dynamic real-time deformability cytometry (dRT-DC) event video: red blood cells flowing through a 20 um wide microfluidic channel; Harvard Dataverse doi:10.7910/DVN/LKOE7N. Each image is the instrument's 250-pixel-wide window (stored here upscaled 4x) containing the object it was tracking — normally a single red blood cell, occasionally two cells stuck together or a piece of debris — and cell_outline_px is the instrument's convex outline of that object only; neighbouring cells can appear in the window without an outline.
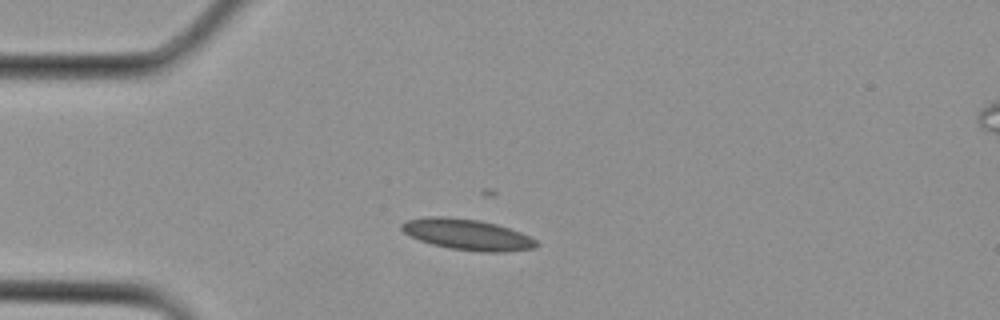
{"species": "Egyptian fruit bat (a non-hibernating species)", "species_latin": "Rousettus aegyptiacus", "temperature_condition": "cold", "stored_images_in_passage": 2, "camera_frame_rate_fps": 3000, "um_per_image_px": 0.085, "animal": {"sex": "female"}, "frame": {"image": 1, "passage_image": 1, "time_ms": 0.0, "image_size_px": [1000, 320], "cell_outline_px": [[540, 244], [536, 248], [504, 252], [480, 252], [448, 248], [432, 244], [420, 240], [404, 232], [400, 228], [400, 224], [404, 220], [428, 216], [444, 216], [480, 220], [496, 224], [520, 232], [536, 240]], "centroid_in_image_um": [39.71, 19.93], "position_along_channel_um": 45.3, "area_um2": 24.39}}